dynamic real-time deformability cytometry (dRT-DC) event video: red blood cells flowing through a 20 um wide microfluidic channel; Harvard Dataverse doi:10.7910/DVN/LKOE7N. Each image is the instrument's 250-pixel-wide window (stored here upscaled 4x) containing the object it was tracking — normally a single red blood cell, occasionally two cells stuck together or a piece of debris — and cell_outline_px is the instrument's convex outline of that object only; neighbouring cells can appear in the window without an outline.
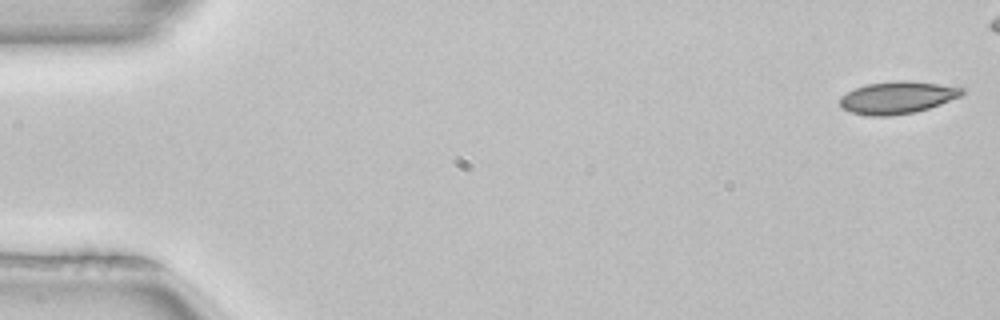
{"species": "common noctule bat (a hibernating species)", "species_latin": "Nyctalus noctula", "temperature_condition": "room temperature", "stored_images_in_passage": 16, "camera_frame_rate_fps": 3000, "um_per_image_px": 0.085, "animal": {"sex": "female", "body_mass_g": 22.7, "forearm_length_mm": 54.2}, "frame": {"image": 1, "passage_image": 1, "time_ms": 0.0, "image_size_px": [1000, 320], "cell_outline_px": [[964, 92], [960, 96], [940, 104], [916, 112], [892, 116], [872, 116], [852, 112], [844, 108], [840, 104], [840, 96], [856, 88], [868, 84], [896, 80], [904, 80], [936, 84], [964, 88]], "centroid_in_image_um": [76.27, 8.3], "position_along_channel_um": 8.7, "area_um2": 22.66}}